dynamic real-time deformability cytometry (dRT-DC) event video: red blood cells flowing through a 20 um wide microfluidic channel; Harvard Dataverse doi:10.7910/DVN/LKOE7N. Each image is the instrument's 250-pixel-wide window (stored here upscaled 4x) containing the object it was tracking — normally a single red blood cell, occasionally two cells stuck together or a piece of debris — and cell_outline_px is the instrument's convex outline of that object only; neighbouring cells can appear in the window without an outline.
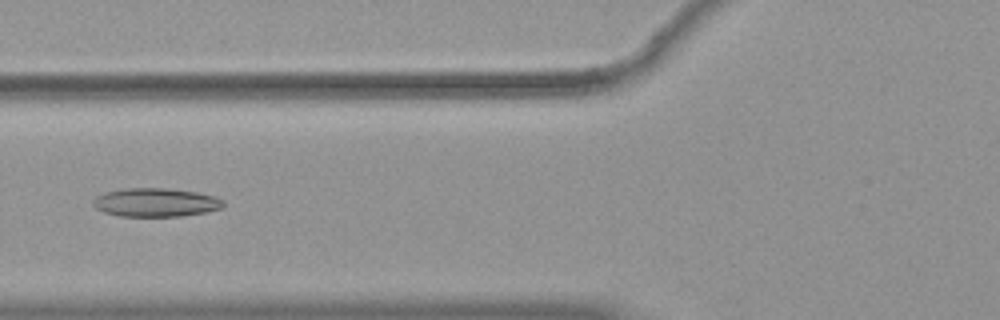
{"species": "common noctule bat (a hibernating species)", "species_latin": "Nyctalus noctula", "temperature_condition": "warm", "stored_images_in_passage": 37, "camera_frame_rate_fps": 3000, "um_per_image_px": 0.085, "animal": {"sex": "female", "body_mass_g": 19.9}, "frame": {"image": 1, "passage_image": 7, "time_ms": 2.0, "image_size_px": [1000, 320], "cell_outline_px": [[224, 204], [220, 208], [204, 212], [180, 216], [120, 216], [104, 212], [96, 208], [92, 204], [92, 200], [96, 196], [108, 192], [124, 188], [164, 188], [196, 192], [216, 196], [224, 200]], "centroid_in_image_um": [13.22, 17.2], "position_along_channel_um": 112.6, "area_um2": 21.56}}
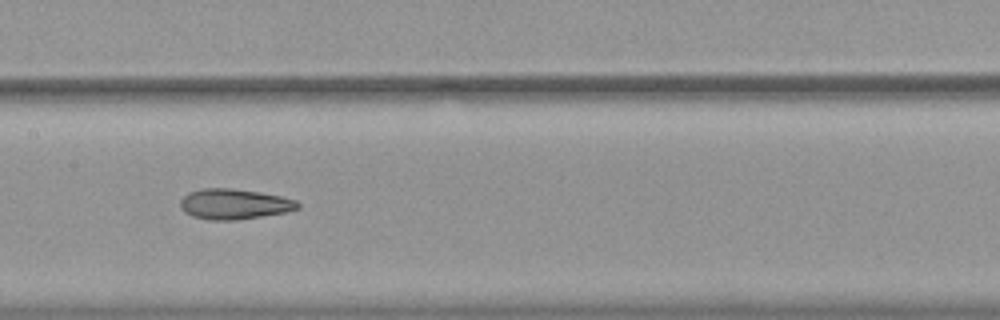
{"frame": {"image": 2, "passage_image": 13, "time_ms": 4.0, "image_size_px": [1000, 320], "cell_outline_px": [[300, 208], [288, 212], [236, 220], [212, 220], [192, 216], [184, 212], [180, 208], [180, 200], [188, 192], [200, 188], [232, 188], [260, 192], [280, 196], [296, 200], [300, 204]], "centroid_in_image_um": [19.9, 17.34], "position_along_channel_um": 187.5, "area_um2": 20.98}}
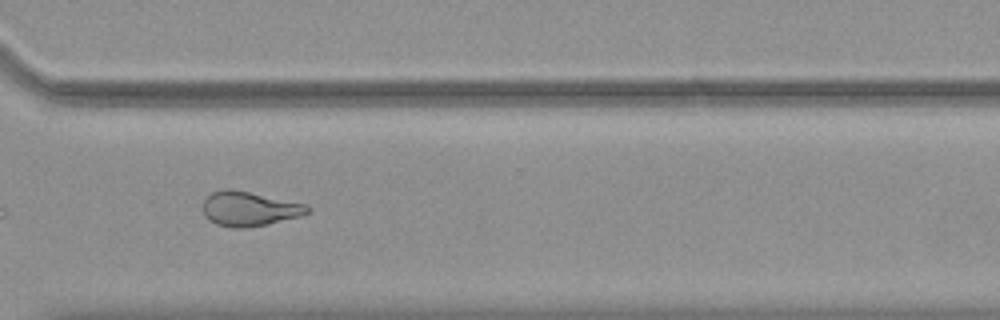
{"frame": {"image": 3, "passage_image": 26, "time_ms": 8.333, "image_size_px": [1000, 320], "cell_outline_px": [[312, 208], [308, 212], [300, 216], [268, 224], [248, 228], [232, 228], [216, 224], [208, 220], [204, 216], [204, 200], [212, 192], [224, 188], [232, 188], [304, 204]], "centroid_in_image_um": [21.16, 17.75], "position_along_channel_um": 349.4, "area_um2": 21.04}, "authors_computed_cell_mechanics": {"area_um2": 21.2704, "velocity_mm_per_s": 3.7366, "shape_relaxation_time_tau1_ms": null, "shape_relaxation_time_tau2_ms": 2.938, "deformation_change_tau1": null, "deformation_change_tau2": 0.1184}}